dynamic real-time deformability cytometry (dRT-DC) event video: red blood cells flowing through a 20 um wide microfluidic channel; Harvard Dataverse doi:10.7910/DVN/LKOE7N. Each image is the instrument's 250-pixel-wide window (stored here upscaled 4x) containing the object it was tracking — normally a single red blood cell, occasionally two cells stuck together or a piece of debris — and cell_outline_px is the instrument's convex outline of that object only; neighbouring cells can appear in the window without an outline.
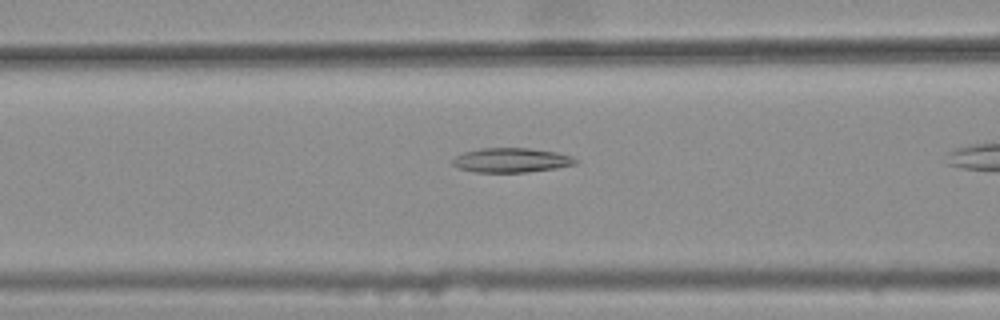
{"species": "common noctule bat (a hibernating species)", "species_latin": "Nyctalus noctula", "temperature_condition": "warm", "stored_images_in_passage": 38, "camera_frame_rate_fps": 3000, "um_per_image_px": 0.085, "animal": {"sex": "female", "body_mass_g": 25.1}, "frame": {"image": 1, "passage_image": 16, "time_ms": 5.0, "image_size_px": [1000, 320], "cell_outline_px": [[580, 160], [576, 164], [556, 168], [528, 172], [476, 172], [460, 168], [452, 164], [452, 160], [456, 156], [464, 152], [480, 148], [528, 148], [556, 152], [572, 156]], "centroid_in_image_um": [43.5, 13.61], "position_along_channel_um": 123.1, "area_um2": 17.51}}
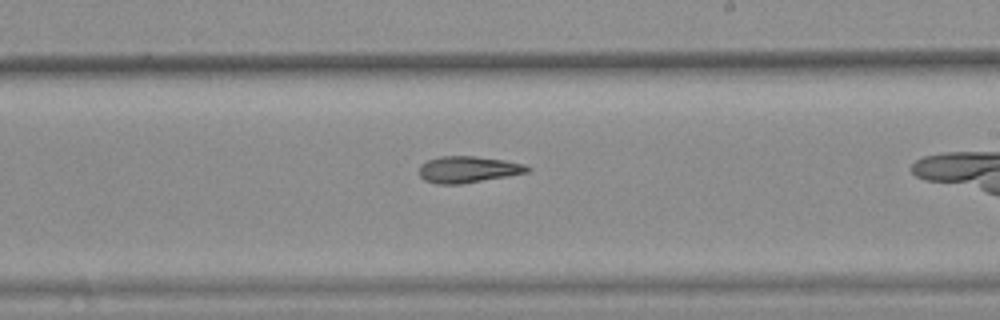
{"frame": {"image": 2, "passage_image": 26, "time_ms": 8.333, "image_size_px": [1000, 320], "cell_outline_px": [[532, 168], [528, 172], [460, 184], [436, 184], [424, 180], [420, 176], [420, 164], [428, 160], [440, 156], [476, 156], [504, 160], [524, 164]], "centroid_in_image_um": [39.76, 14.4], "position_along_channel_um": 249.2, "area_um2": 16.59}}
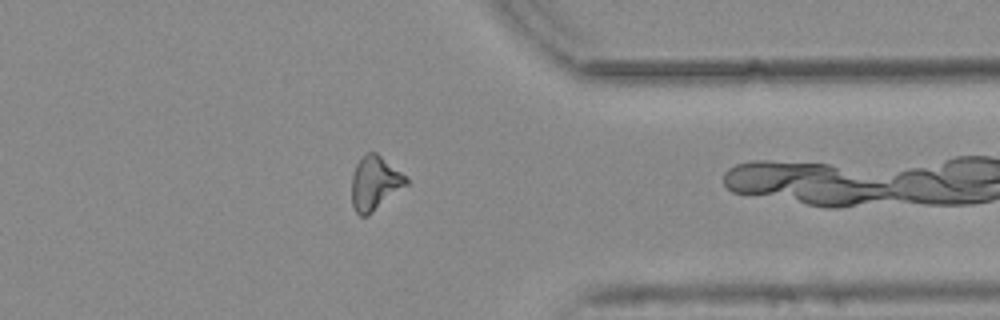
{"frame": {"image": 3, "passage_image": 37, "time_ms": 12.0, "image_size_px": [1000, 320], "cell_outline_px": [[408, 184], [368, 216], [360, 216], [356, 212], [352, 204], [352, 176], [356, 164], [368, 152], [376, 152], [400, 172], [408, 180]], "centroid_in_image_um": [31.84, 15.59], "position_along_channel_um": 379.6, "area_um2": 16.82}}